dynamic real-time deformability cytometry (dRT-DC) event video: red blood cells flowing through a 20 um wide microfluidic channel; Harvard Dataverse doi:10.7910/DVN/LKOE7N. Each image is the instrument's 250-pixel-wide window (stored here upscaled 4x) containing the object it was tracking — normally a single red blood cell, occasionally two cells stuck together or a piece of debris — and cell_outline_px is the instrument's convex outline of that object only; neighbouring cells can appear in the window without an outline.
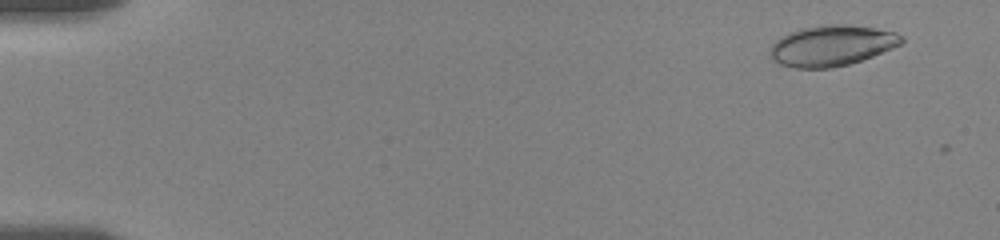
{"species": "human", "species_latin": "Homo sapiens", "temperature_condition": "room temperature", "stored_images_in_passage": 17, "camera_frame_rate_fps": 3000, "um_per_image_px": 0.085, "donor": {"sex": "female"}, "frame": {"image": 1, "passage_image": 3, "time_ms": 1.0, "image_size_px": [1000, 240], "cell_outline_px": [[904, 40], [900, 44], [892, 48], [872, 56], [848, 64], [832, 68], [796, 68], [780, 64], [772, 60], [768, 56], [768, 52], [772, 44], [780, 36], [788, 32], [800, 28], [824, 24], [844, 24], [872, 28], [896, 32], [904, 36]], "centroid_in_image_um": [70.64, 3.87], "position_along_channel_um": 14.4, "area_um2": 31.33}}
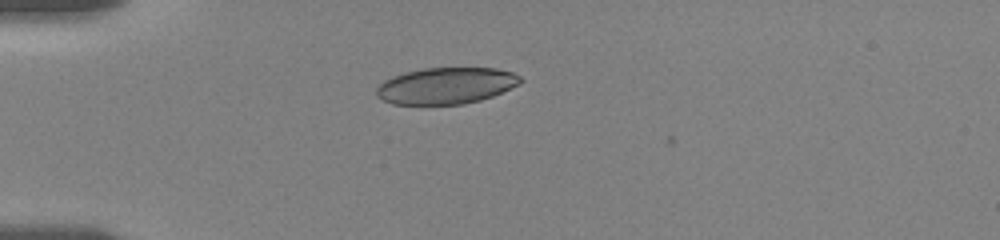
{"frame": {"image": 2, "passage_image": 10, "time_ms": 5.0, "image_size_px": [1000, 240], "cell_outline_px": [[524, 80], [520, 84], [492, 96], [480, 100], [464, 104], [392, 104], [380, 100], [376, 96], [376, 88], [384, 80], [392, 76], [404, 72], [424, 68], [496, 68], [512, 72], [520, 76]], "centroid_in_image_um": [37.9, 7.28], "position_along_channel_um": 47.1, "area_um2": 30.75}}
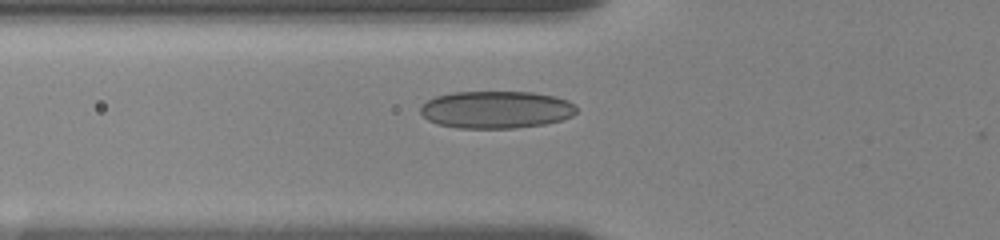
{"frame": {"image": 3, "passage_image": 16, "time_ms": 6.667, "image_size_px": [1000, 240], "cell_outline_px": [[576, 112], [572, 116], [560, 120], [544, 124], [516, 128], [456, 128], [436, 124], [428, 120], [420, 112], [420, 108], [428, 100], [436, 96], [452, 92], [532, 92], [556, 96], [568, 100], [576, 108]], "centroid_in_image_um": [42.16, 9.32], "position_along_channel_um": 83.6, "area_um2": 34.04}}